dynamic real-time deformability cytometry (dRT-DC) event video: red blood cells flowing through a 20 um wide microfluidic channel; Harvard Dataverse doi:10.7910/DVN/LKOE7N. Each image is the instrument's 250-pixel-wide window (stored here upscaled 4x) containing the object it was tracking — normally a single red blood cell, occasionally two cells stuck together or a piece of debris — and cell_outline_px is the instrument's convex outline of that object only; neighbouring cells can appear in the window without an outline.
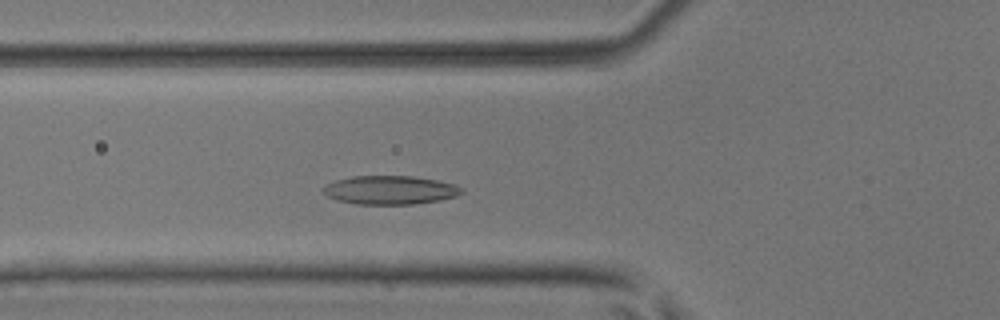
{"species": "common noctule bat (a hibernating species)", "species_latin": "Nyctalus noctula", "temperature_condition": "room temperature", "stored_images_in_passage": 39, "camera_frame_rate_fps": 3000, "um_per_image_px": 0.085, "animal": {"sex": "male", "body_mass_g": 17.9, "forearm_length_mm": 54.2}, "frame": {"image": 1, "passage_image": 7, "time_ms": 2.0, "image_size_px": [1000, 320], "cell_outline_px": [[464, 192], [456, 196], [440, 200], [412, 204], [356, 204], [336, 200], [328, 196], [320, 188], [324, 184], [336, 180], [352, 176], [412, 176], [436, 180], [456, 184], [464, 188]], "centroid_in_image_um": [33.15, 16.15], "position_along_channel_um": 92.7, "area_um2": 23.29}}
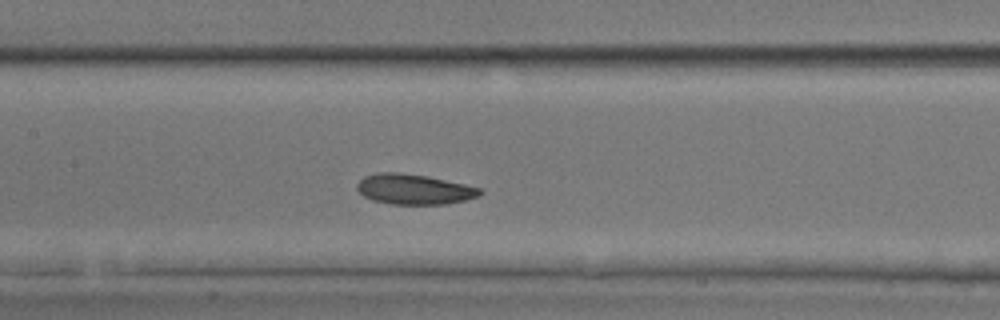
{"frame": {"image": 2, "passage_image": 13, "time_ms": 4.0, "image_size_px": [1000, 320], "cell_outline_px": [[484, 192], [480, 196], [448, 204], [392, 204], [372, 200], [364, 196], [356, 188], [356, 184], [364, 176], [380, 172], [400, 172], [428, 176], [464, 184], [480, 188]], "centroid_in_image_um": [35.2, 16.08], "position_along_channel_um": 172.2, "area_um2": 21.73}}
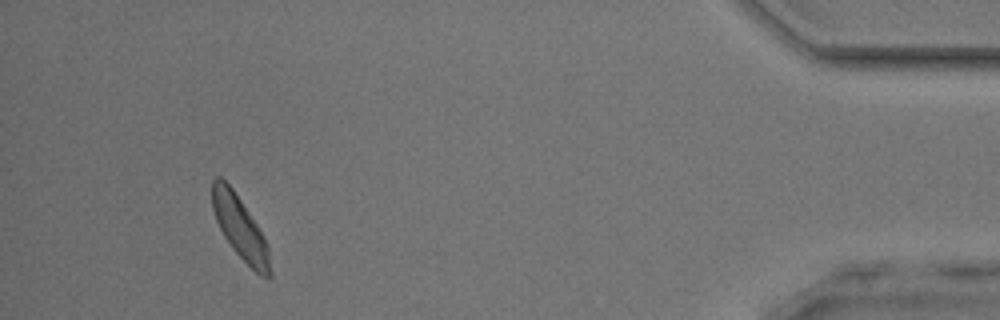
{"frame": {"image": 3, "passage_image": 36, "time_ms": 11.667, "image_size_px": [1000, 320], "cell_outline_px": [[272, 276], [260, 276], [232, 248], [224, 236], [216, 220], [212, 208], [212, 180], [216, 176], [220, 176], [232, 188], [256, 224], [268, 244], [272, 272]], "centroid_in_image_um": [20.4, 19.37], "position_along_channel_um": 414.8, "area_um2": 20.81}, "authors_computed_cell_mechanics": {"area_um2": 21.3282, "velocity_mm_per_s": 3.9847, "shape_relaxation_time_tau1_ms": 5.4884, "shape_relaxation_time_tau2_ms": 6.4899, "deformation_change_tau1": 0.1164, "deformation_change_tau2": 0.1484}}